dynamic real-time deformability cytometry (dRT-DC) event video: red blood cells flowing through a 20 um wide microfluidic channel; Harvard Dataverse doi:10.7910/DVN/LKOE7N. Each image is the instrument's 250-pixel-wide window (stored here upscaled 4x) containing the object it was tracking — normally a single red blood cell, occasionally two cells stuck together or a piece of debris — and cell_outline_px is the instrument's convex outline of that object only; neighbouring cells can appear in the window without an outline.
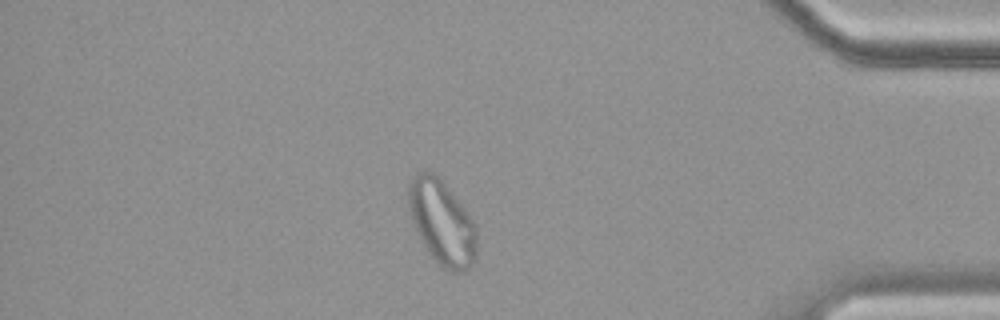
{"species": "common noctule bat (a hibernating species)", "species_latin": "Nyctalus noctula", "temperature_condition": "cold", "stored_images_in_passage": 56, "camera_frame_rate_fps": 3000, "um_per_image_px": 0.085, "animal": {"sex": "female", "body_mass_g": 19.9}, "frame": {"image": 1, "passage_image": 48, "time_ms": 15.667, "image_size_px": [1000, 320], "cell_outline_px": [[476, 252], [472, 264], [468, 268], [460, 272], [452, 272], [444, 268], [428, 252], [420, 240], [412, 220], [408, 208], [408, 188], [412, 176], [416, 172], [432, 172], [444, 184], [464, 208], [476, 224]], "centroid_in_image_um": [37.55, 18.92], "position_along_channel_um": 397.7, "area_um2": 33.18}}